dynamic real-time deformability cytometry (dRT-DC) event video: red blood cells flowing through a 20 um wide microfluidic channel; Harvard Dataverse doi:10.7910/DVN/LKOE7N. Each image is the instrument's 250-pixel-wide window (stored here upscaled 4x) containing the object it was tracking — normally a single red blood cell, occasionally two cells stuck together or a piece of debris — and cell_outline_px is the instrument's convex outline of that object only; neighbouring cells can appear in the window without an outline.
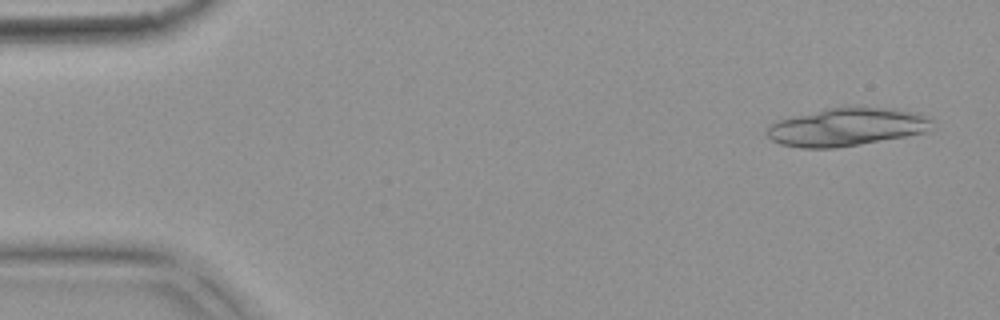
{"species": "common noctule bat (a hibernating species)", "species_latin": "Nyctalus noctula", "temperature_condition": "warm", "stored_images_in_passage": 5, "camera_frame_rate_fps": 3000, "um_per_image_px": 0.085, "animal": {"sex": "female", "body_mass_g": 18.4}, "frame": {"image": 1, "passage_image": 1, "time_ms": 0.0, "image_size_px": [1000, 320], "cell_outline_px": [[936, 120], [924, 132], [904, 136], [860, 144], [832, 148], [800, 148], [780, 144], [772, 140], [768, 136], [768, 128], [776, 120], [828, 108], [848, 104], [900, 108], [920, 112]], "centroid_in_image_um": [72.04, 10.74], "position_along_channel_um": 13.0, "area_um2": 37.4}}